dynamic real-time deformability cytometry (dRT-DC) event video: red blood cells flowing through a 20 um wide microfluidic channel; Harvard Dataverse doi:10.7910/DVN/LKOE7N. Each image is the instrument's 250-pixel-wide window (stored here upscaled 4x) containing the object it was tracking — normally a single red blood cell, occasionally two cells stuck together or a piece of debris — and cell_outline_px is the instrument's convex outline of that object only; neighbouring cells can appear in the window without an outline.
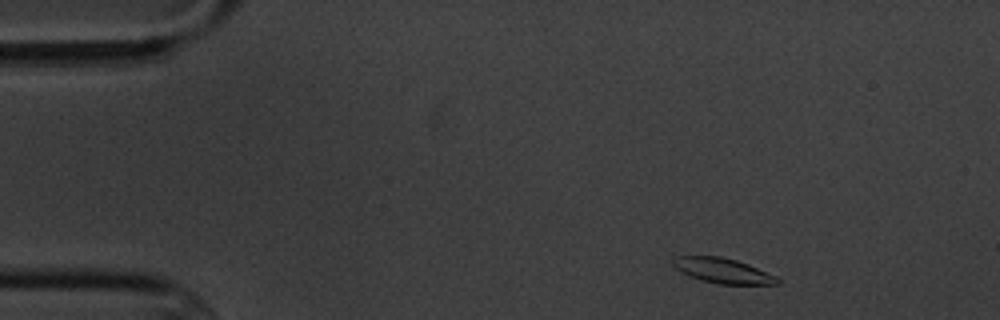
{"species": "common noctule bat (a hibernating species)", "species_latin": "Nyctalus noctula", "temperature_condition": "cold", "stored_images_in_passage": 7, "camera_frame_rate_fps": 3000, "um_per_image_px": 0.085, "animal": {"sex": "male", "body_mass_g": 20.1, "forearm_length_mm": 53.5}, "frame": {"image": 1, "passage_image": 2, "time_ms": 1.0, "image_size_px": [1000, 320], "cell_outline_px": [[780, 284], [716, 284], [700, 280], [688, 276], [680, 272], [672, 264], [672, 256], [720, 256], [736, 260], [748, 264], [776, 276], [780, 280]], "centroid_in_image_um": [61.39, 23.0], "position_along_channel_um": 23.6, "area_um2": 15.37}}
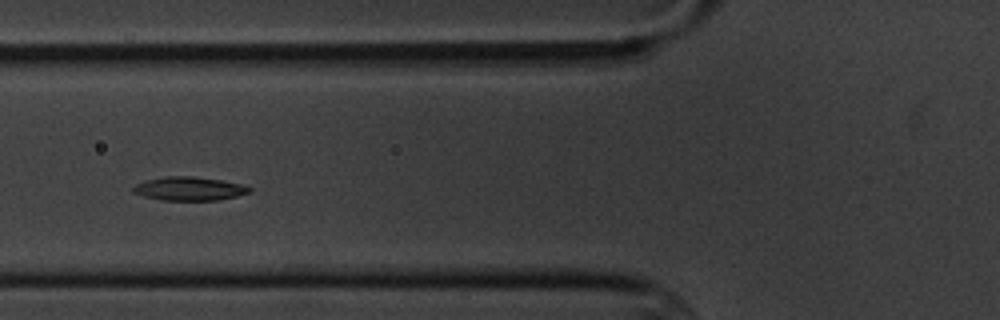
{"frame": {"image": 2, "passage_image": 6, "time_ms": 5.667, "image_size_px": [1000, 320], "cell_outline_px": [[252, 192], [236, 196], [216, 200], [160, 200], [144, 196], [132, 192], [132, 188], [136, 184], [144, 180], [164, 176], [196, 176], [244, 184], [252, 188]], "centroid_in_image_um": [16.09, 16.03], "position_along_channel_um": 109.7, "area_um2": 16.18}}
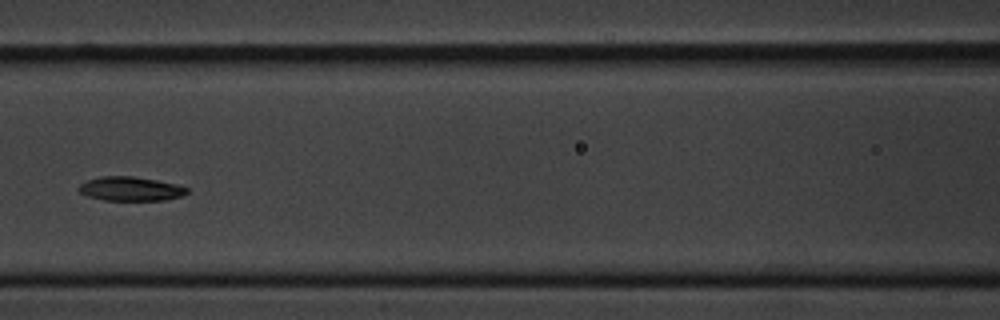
{"frame": {"image": 3, "passage_image": 7, "time_ms": 7.0, "image_size_px": [1000, 320], "cell_outline_px": [[188, 192], [180, 196], [164, 200], [104, 200], [88, 196], [80, 192], [76, 188], [80, 184], [88, 180], [100, 176], [132, 176], [156, 180], [176, 184], [188, 188]], "centroid_in_image_um": [11.07, 16.04], "position_along_channel_um": 155.5, "area_um2": 15.09}}